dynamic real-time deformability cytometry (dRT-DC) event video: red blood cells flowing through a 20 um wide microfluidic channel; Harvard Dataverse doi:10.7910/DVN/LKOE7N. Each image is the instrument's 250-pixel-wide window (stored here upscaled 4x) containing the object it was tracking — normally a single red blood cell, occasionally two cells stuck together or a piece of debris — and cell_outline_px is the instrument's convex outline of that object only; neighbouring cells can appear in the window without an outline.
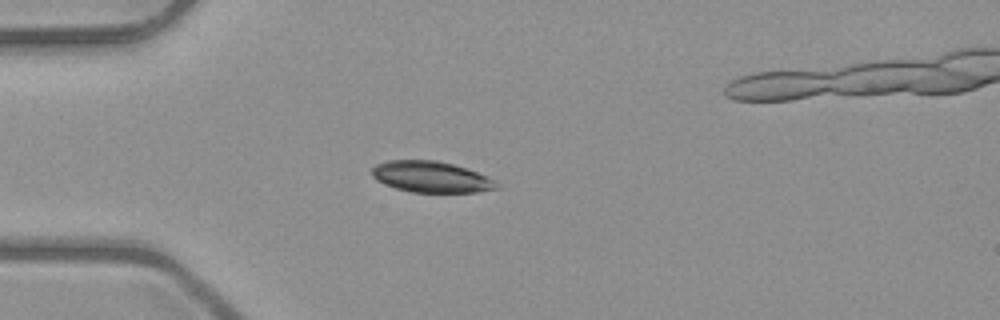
{"species": "common noctule bat (a hibernating species)", "species_latin": "Nyctalus noctula", "temperature_condition": "room temperature", "stored_images_in_passage": 52, "camera_frame_rate_fps": 3000, "um_per_image_px": 0.085, "animal": {"sex": "male", "body_mass_g": 23.1, "forearm_length_mm": 52.7}, "frame": {"image": 1, "passage_image": 14, "time_ms": 4.333, "image_size_px": [1000, 320], "cell_outline_px": [[500, 188], [476, 192], [412, 192], [396, 188], [384, 184], [376, 180], [372, 176], [372, 168], [376, 164], [388, 160], [436, 160], [468, 168], [488, 176], [500, 184]], "centroid_in_image_um": [36.67, 15.03], "position_along_channel_um": 48.3, "area_um2": 22.77}}
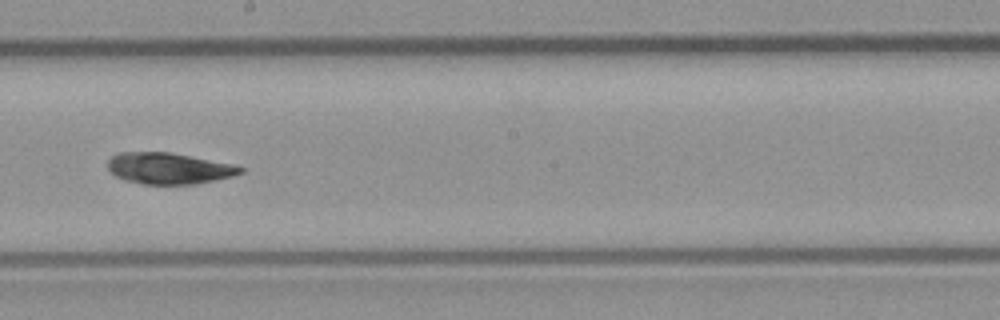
{"frame": {"image": 2, "passage_image": 29, "time_ms": 9.333, "image_size_px": [1000, 320], "cell_outline_px": [[244, 172], [232, 176], [216, 180], [196, 184], [144, 184], [124, 180], [116, 176], [108, 168], [108, 160], [112, 156], [120, 152], [168, 152], [232, 164], [244, 168]], "centroid_in_image_um": [14.35, 14.32], "position_along_channel_um": 233.9, "area_um2": 23.99}}
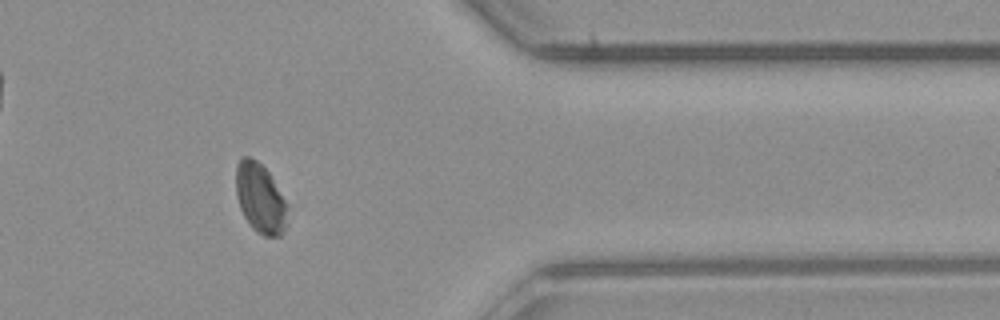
{"frame": {"image": 3, "passage_image": 42, "time_ms": 13.667, "image_size_px": [1000, 320], "cell_outline_px": [[288, 224], [284, 232], [280, 236], [264, 236], [256, 232], [252, 228], [244, 216], [240, 208], [236, 196], [236, 164], [244, 156], [248, 156], [256, 160], [268, 172], [288, 204]], "centroid_in_image_um": [22.14, 16.89], "position_along_channel_um": 389.3, "area_um2": 21.15}, "authors_computed_cell_mechanics": {"area_um2": 23.7558, "velocity_mm_per_s": 4.0108, "shape_relaxation_time_tau1_ms": null, "shape_relaxation_time_tau2_ms": 3.1336, "deformation_change_tau1": null, "deformation_change_tau2": 0.0634}}